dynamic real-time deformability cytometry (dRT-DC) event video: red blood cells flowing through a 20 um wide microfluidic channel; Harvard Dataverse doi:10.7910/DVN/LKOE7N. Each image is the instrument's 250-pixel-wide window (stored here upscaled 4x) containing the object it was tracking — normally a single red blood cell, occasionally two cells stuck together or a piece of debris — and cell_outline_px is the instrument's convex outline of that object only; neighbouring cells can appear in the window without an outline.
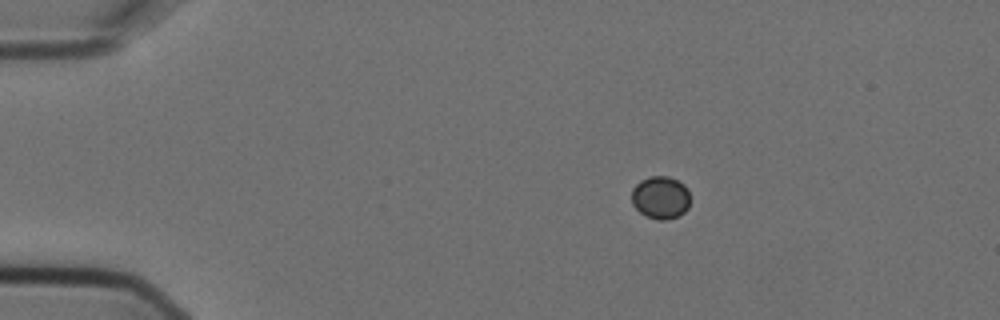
{"species": "Egyptian fruit bat (a non-hibernating species)", "species_latin": "Rousettus aegyptiacus", "temperature_condition": "cold", "stored_images_in_passage": 3, "camera_frame_rate_fps": 3000, "um_per_image_px": 0.085, "animal": {"sex": "female"}, "frame": {"image": 1, "passage_image": 1, "time_ms": 0.0, "image_size_px": [1000, 320], "cell_outline_px": [[688, 208], [684, 212], [668, 220], [660, 220], [648, 216], [640, 212], [632, 204], [632, 188], [640, 180], [648, 176], [668, 176], [684, 184], [688, 188]], "centroid_in_image_um": [56.13, 16.77], "position_along_channel_um": 28.9, "area_um2": 14.51}}